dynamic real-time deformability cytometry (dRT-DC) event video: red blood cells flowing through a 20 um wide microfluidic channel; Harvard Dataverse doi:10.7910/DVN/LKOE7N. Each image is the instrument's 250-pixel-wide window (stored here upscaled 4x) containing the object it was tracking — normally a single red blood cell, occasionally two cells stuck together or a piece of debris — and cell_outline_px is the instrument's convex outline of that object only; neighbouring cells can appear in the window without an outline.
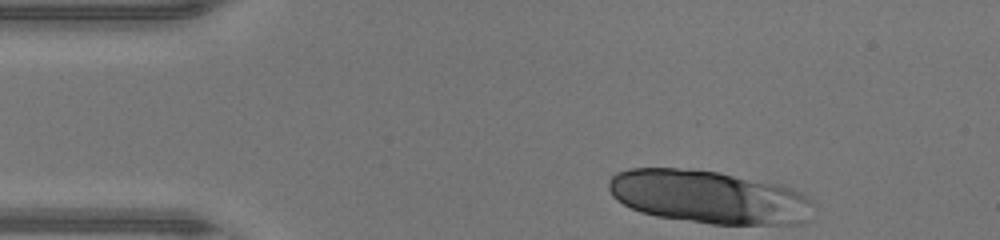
{"species": "human", "species_latin": "Homo sapiens", "temperature_condition": "warm", "stored_images_in_passage": 32, "segment_of_instrument_passage": [1, 2], "camera_frame_rate_fps": 3000, "um_per_image_px": 0.085, "donor": {"sex": "male"}, "frame": {"image": 1, "passage_image": 1, "time_ms": 0.0, "image_size_px": [1000, 240], "cell_outline_px": [[812, 204], [808, 220], [800, 224], [712, 224], [656, 216], [640, 212], [616, 200], [612, 196], [608, 188], [608, 180], [616, 172], [628, 168], [676, 168], [720, 172], [780, 184], [792, 188], [808, 196], [812, 200]], "centroid_in_image_um": [60.24, 16.73], "position_along_channel_um": 24.8, "area_um2": 63.7}}